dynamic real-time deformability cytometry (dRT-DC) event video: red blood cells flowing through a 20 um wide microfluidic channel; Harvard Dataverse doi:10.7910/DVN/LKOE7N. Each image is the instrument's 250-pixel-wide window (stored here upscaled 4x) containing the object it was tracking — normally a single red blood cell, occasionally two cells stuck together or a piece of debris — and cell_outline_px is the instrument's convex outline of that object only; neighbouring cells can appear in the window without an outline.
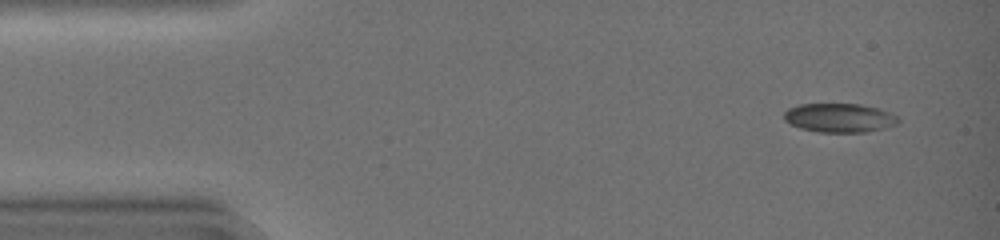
{"species": "common noctule bat (a hibernating species)", "species_latin": "Nyctalus noctula", "temperature_condition": "warm", "stored_images_in_passage": 28, "camera_frame_rate_fps": 3000, "um_per_image_px": 0.085, "animal": {"sex": "female", "body_mass_g": 19.0, "forearm_length_mm": 51.5}, "frame": {"image": 1, "passage_image": 1, "time_ms": 0.0, "image_size_px": [1000, 240], "cell_outline_px": [[900, 120], [896, 124], [884, 128], [868, 132], [820, 132], [800, 128], [784, 120], [784, 112], [788, 108], [800, 104], [860, 104], [880, 108], [896, 116]], "centroid_in_image_um": [71.35, 10.01], "position_along_channel_um": 13.6, "area_um2": 19.25}}
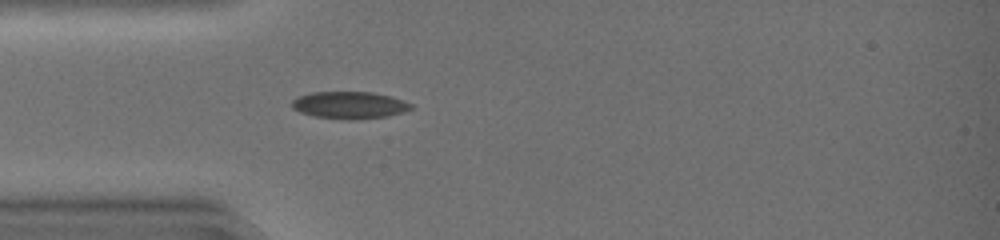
{"frame": {"image": 2, "passage_image": 11, "time_ms": 3.333, "image_size_px": [1000, 240], "cell_outline_px": [[412, 108], [404, 112], [388, 116], [352, 120], [348, 120], [312, 116], [300, 112], [292, 108], [292, 100], [296, 96], [312, 92], [372, 92], [392, 96], [412, 104]], "centroid_in_image_um": [29.69, 8.93], "position_along_channel_um": 55.3, "area_um2": 19.02}}
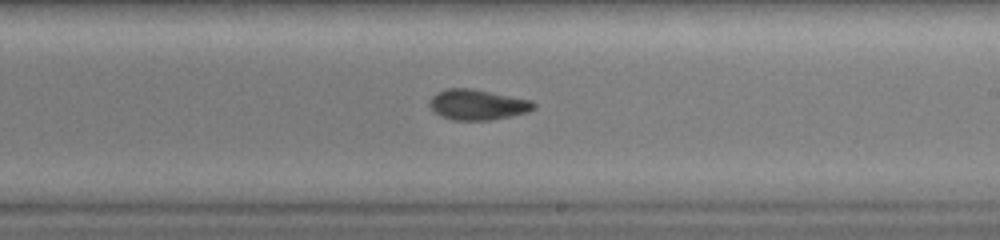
{"frame": {"image": 3, "passage_image": 25, "time_ms": 8.0, "image_size_px": [1000, 240], "cell_outline_px": [[536, 108], [528, 112], [512, 116], [488, 120], [452, 120], [440, 116], [428, 104], [428, 100], [436, 92], [444, 88], [472, 88], [532, 100], [536, 104]], "centroid_in_image_um": [40.58, 8.89], "position_along_channel_um": 248.4, "area_um2": 18.73}}